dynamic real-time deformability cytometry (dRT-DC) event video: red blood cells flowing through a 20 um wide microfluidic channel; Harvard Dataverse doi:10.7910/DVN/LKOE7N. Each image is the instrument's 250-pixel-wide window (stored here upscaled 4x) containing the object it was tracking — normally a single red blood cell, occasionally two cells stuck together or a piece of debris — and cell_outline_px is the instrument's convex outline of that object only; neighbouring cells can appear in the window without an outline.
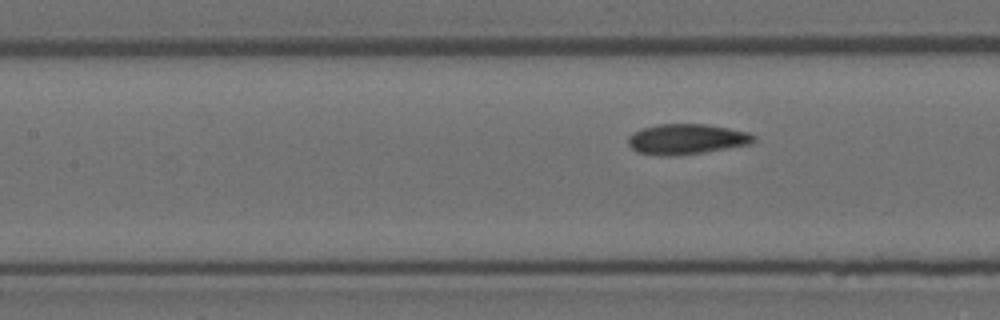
{"species": "Egyptian fruit bat (a non-hibernating species)", "species_latin": "Rousettus aegyptiacus", "temperature_condition": "room temperature", "stored_images_in_passage": 7, "camera_frame_rate_fps": 3000, "um_per_image_px": 0.085, "animal": {"sex": "female"}, "frame": {"image": 1, "passage_image": 7, "time_ms": 2.0, "image_size_px": [1000, 320], "cell_outline_px": [[756, 140], [748, 144], [704, 152], [676, 156], [660, 156], [636, 152], [628, 144], [628, 136], [632, 132], [644, 128], [660, 124], [704, 124], [728, 128], [748, 132], [756, 136]], "centroid_in_image_um": [58.32, 11.83], "position_along_channel_um": 149.1, "area_um2": 22.2}}